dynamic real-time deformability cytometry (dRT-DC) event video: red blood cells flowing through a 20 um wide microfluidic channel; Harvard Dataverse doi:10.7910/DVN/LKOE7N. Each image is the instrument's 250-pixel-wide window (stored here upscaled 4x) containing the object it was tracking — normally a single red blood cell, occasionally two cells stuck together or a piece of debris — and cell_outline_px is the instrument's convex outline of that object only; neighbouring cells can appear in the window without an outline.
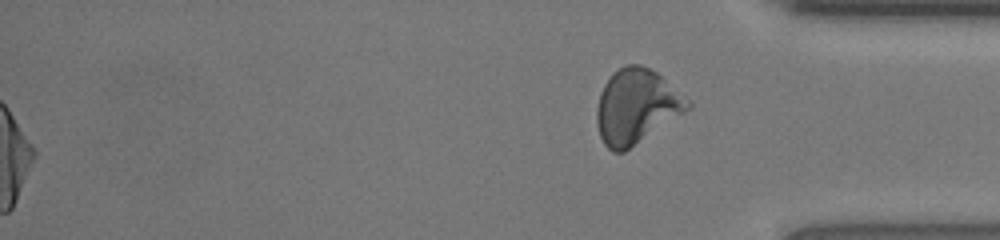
{"species": "human", "species_latin": "Homo sapiens", "temperature_condition": "room temperature", "stored_images_in_passage": 48, "segment_of_instrument_passage": [2, 2], "camera_frame_rate_fps": 3000, "um_per_image_px": 0.085, "donor": {"sex": "female"}, "frame": {"image": 1, "passage_image": 48, "time_ms": 15.667, "image_size_px": [1000, 240], "cell_outline_px": [[692, 108], [624, 152], [612, 152], [604, 144], [600, 136], [596, 120], [596, 108], [600, 92], [604, 84], [612, 72], [624, 64], [640, 64], [656, 72], [692, 100]], "centroid_in_image_um": [54.1, 9.03], "position_along_channel_um": 381.1, "area_um2": 39.88}}